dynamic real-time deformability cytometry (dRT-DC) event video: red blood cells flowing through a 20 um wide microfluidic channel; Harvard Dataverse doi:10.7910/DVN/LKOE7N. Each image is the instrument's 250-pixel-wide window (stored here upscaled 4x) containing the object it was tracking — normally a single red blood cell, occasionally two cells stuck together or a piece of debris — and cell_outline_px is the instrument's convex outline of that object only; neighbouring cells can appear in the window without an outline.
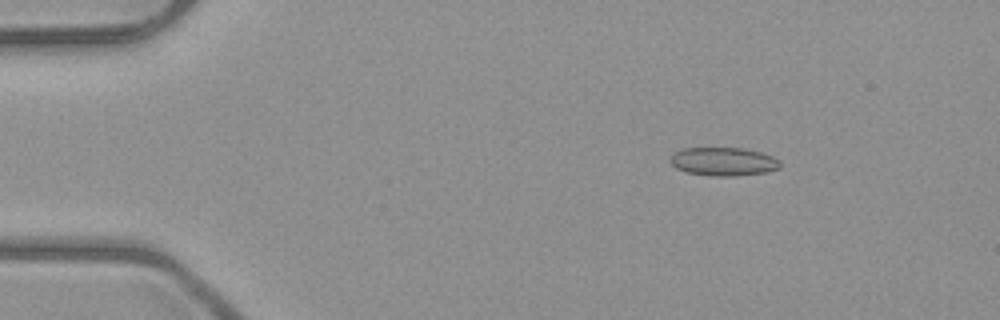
{"species": "common noctule bat (a hibernating species)", "species_latin": "Nyctalus noctula", "temperature_condition": "room temperature", "stored_images_in_passage": 4, "camera_frame_rate_fps": 3000, "um_per_image_px": 0.085, "animal": {"sex": "male", "body_mass_g": 23.1, "forearm_length_mm": 52.7}, "frame": {"image": 1, "passage_image": 2, "time_ms": 1.0, "image_size_px": [1000, 320], "cell_outline_px": [[780, 168], [768, 172], [736, 176], [708, 176], [688, 172], [676, 168], [672, 164], [672, 156], [676, 152], [684, 148], [744, 148], [760, 152], [772, 156], [780, 160]], "centroid_in_image_um": [61.55, 13.74], "position_along_channel_um": 23.5, "area_um2": 18.15}}